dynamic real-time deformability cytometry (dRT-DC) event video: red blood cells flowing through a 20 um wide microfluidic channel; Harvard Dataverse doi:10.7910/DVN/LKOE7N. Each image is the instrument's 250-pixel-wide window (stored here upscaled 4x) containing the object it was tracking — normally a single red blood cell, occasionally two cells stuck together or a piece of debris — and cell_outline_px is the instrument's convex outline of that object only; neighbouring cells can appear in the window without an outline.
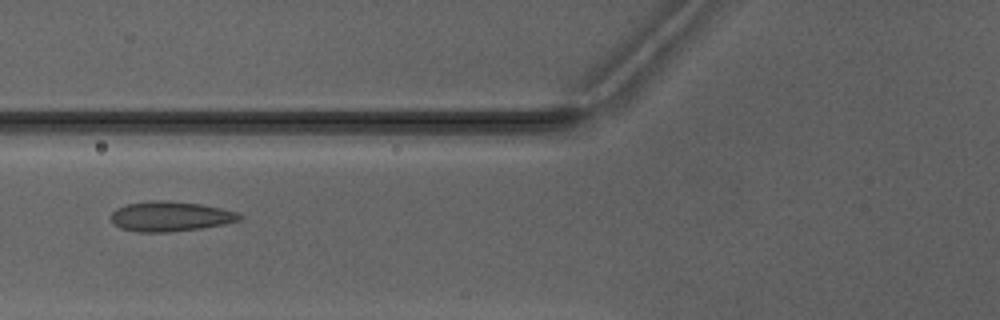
{"species": "Egyptian fruit bat (a non-hibernating species)", "species_latin": "Rousettus aegyptiacus", "temperature_condition": "warm", "stored_images_in_passage": 4, "camera_frame_rate_fps": 3000, "um_per_image_px": 0.085, "animal": {"sex": "male"}, "frame": {"image": 1, "passage_image": 4, "time_ms": 3.667, "image_size_px": [1000, 320], "cell_outline_px": [[244, 216], [240, 220], [224, 224], [200, 228], [168, 232], [136, 232], [120, 228], [112, 224], [108, 216], [116, 208], [124, 204], [152, 200], [168, 200], [200, 204], [220, 208], [236, 212]], "centroid_in_image_um": [14.4, 18.39], "position_along_channel_um": 111.4, "area_um2": 22.72}}